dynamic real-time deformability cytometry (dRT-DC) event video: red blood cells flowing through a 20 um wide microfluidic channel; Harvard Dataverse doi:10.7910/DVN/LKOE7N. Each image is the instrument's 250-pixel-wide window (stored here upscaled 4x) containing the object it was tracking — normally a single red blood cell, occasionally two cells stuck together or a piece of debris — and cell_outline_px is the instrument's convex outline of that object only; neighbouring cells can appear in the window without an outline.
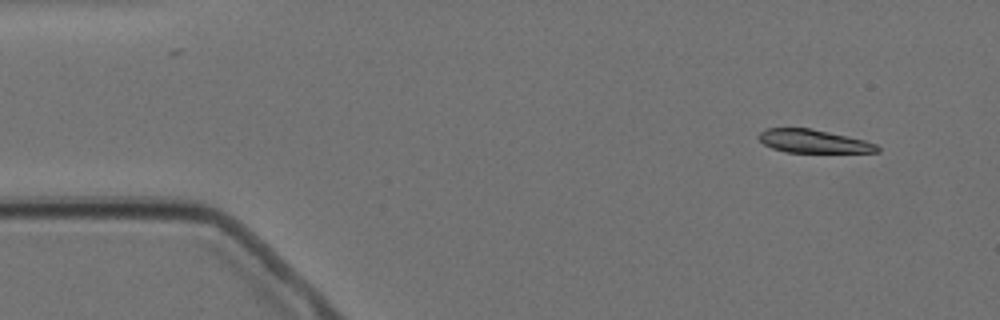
{"species": "Egyptian fruit bat (a non-hibernating species)", "species_latin": "Rousettus aegyptiacus", "temperature_condition": "cold", "stored_images_in_passage": 4, "camera_frame_rate_fps": 3000, "um_per_image_px": 0.085, "animal": {"sex": "female"}, "frame": {"image": 1, "passage_image": 1, "time_ms": 0.0, "image_size_px": [1000, 320], "cell_outline_px": [[880, 152], [784, 152], [772, 148], [764, 144], [756, 136], [760, 132], [768, 128], [808, 128], [848, 136], [864, 140], [876, 144], [880, 148]], "centroid_in_image_um": [69.12, 12.01], "position_along_channel_um": 15.9, "area_um2": 15.95}}
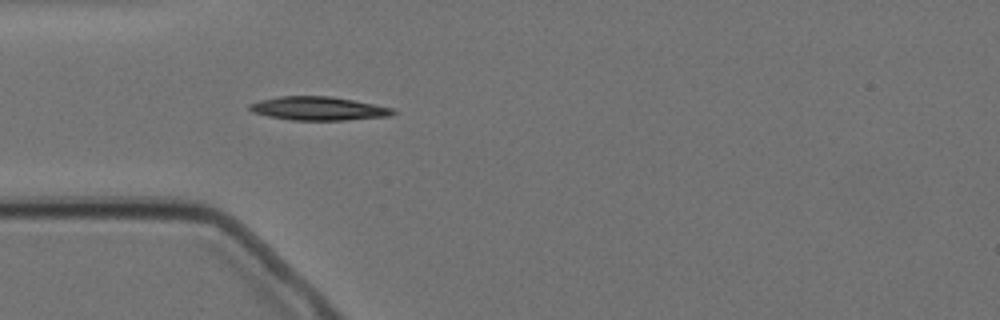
{"frame": {"image": 2, "passage_image": 4, "time_ms": 3.667, "image_size_px": [1000, 320], "cell_outline_px": [[396, 112], [392, 116], [344, 120], [292, 120], [268, 116], [252, 112], [248, 108], [248, 104], [260, 100], [280, 96], [332, 96], [392, 108]], "centroid_in_image_um": [27.04, 9.22], "position_along_channel_um": 58.0, "area_um2": 19.65}}